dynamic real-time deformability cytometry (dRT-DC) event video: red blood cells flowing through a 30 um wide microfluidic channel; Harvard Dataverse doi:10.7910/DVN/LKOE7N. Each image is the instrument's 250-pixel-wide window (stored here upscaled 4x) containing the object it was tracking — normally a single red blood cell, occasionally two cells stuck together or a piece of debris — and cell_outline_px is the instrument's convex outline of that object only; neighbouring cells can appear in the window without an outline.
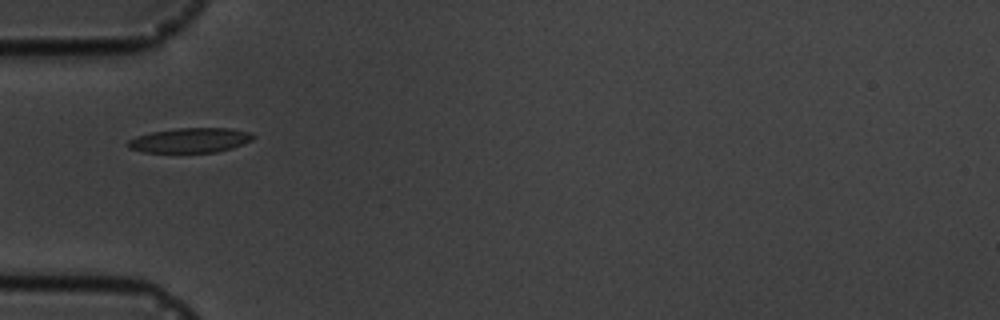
{"species": "common noctule bat (a hibernating species)", "species_latin": "Nyctalus noctula", "temperature_condition": "cold", "stored_images_in_passage": 8, "camera_frame_rate_fps": 3000, "um_per_image_px": 0.085, "animal": {"sex": "male", "body_mass_g": 19.5, "forearm_length_mm": 54.6}, "frame": {"image": 1, "passage_image": 6, "time_ms": 6.667, "image_size_px": [1000, 320], "cell_outline_px": [[256, 136], [252, 140], [244, 144], [232, 148], [216, 152], [144, 152], [128, 148], [124, 144], [128, 140], [136, 136], [152, 132], [176, 128], [232, 128], [252, 132]], "centroid_in_image_um": [16.18, 11.92], "position_along_channel_um": 68.8, "area_um2": 18.26}}
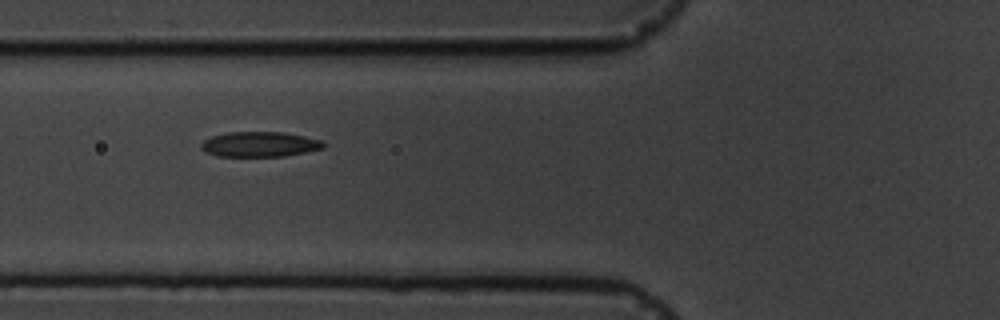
{"frame": {"image": 2, "passage_image": 7, "time_ms": 7.667, "image_size_px": [1000, 320], "cell_outline_px": [[324, 148], [284, 156], [216, 156], [200, 148], [200, 144], [204, 140], [212, 136], [228, 132], [284, 132], [304, 136], [320, 140], [324, 144]], "centroid_in_image_um": [22.05, 12.26], "position_along_channel_um": 103.8, "area_um2": 17.74}}
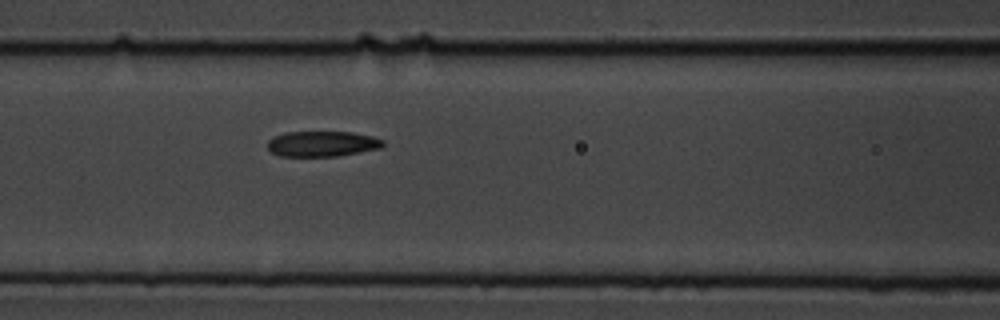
{"frame": {"image": 3, "passage_image": 8, "time_ms": 8.667, "image_size_px": [1000, 320], "cell_outline_px": [[384, 144], [380, 148], [336, 156], [280, 156], [272, 152], [268, 148], [268, 140], [284, 132], [352, 132], [372, 136], [384, 140]], "centroid_in_image_um": [27.39, 12.22], "position_along_channel_um": 139.2, "area_um2": 16.99}}